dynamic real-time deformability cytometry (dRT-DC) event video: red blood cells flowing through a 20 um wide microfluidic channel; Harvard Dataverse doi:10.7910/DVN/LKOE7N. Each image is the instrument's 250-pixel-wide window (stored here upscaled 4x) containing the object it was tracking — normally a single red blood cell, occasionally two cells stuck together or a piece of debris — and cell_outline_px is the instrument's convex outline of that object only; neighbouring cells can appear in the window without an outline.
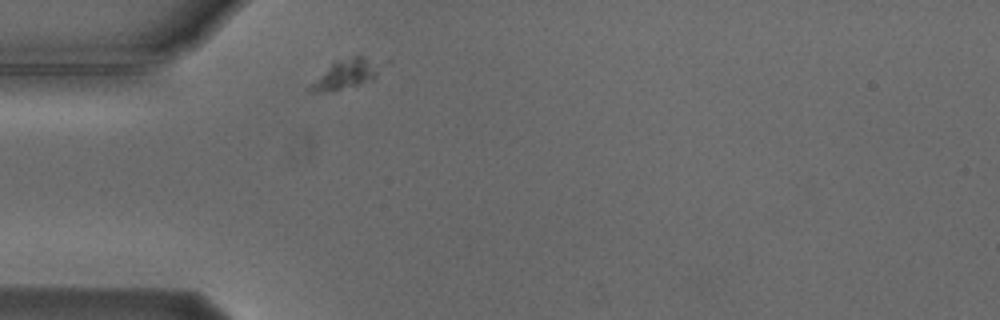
{"species": "Egyptian fruit bat (a non-hibernating species)", "species_latin": "Rousettus aegyptiacus", "temperature_condition": "cold", "stored_images_in_passage": 1, "camera_frame_rate_fps": 3000, "um_per_image_px": 0.085, "animal": {"sex": "male"}, "frame": {"image": 1, "passage_image": 1, "time_ms": 0.0, "image_size_px": [1000, 320], "cell_outline_px": [[376, 76], [372, 80], [360, 84], [332, 92], [312, 92], [308, 88], [332, 64], [352, 56], [364, 56], [376, 72]], "centroid_in_image_um": [29.28, 6.39], "position_along_channel_um": 55.7, "area_um2": 10.81}}